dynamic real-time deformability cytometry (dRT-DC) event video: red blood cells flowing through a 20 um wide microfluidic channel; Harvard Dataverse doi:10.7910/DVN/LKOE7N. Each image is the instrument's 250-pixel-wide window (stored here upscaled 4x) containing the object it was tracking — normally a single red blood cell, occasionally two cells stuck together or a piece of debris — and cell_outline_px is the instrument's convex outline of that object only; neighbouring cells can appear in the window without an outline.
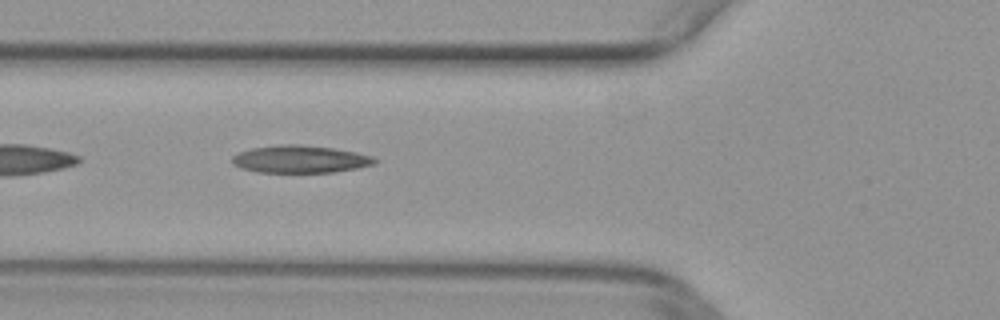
{"species": "common noctule bat (a hibernating species)", "species_latin": "Nyctalus noctula", "temperature_condition": "warm", "stored_images_in_passage": 36, "camera_frame_rate_fps": 3000, "um_per_image_px": 0.085, "animal": {"sex": "female", "body_mass_g": 29.2, "forearm_length_mm": 56.3}, "frame": {"image": 1, "passage_image": 18, "time_ms": 5.667, "image_size_px": [1000, 320], "cell_outline_px": [[380, 160], [376, 164], [356, 168], [332, 172], [256, 172], [232, 164], [232, 156], [240, 152], [252, 148], [280, 144], [300, 144], [332, 148], [356, 152], [372, 156]], "centroid_in_image_um": [25.54, 13.52], "position_along_channel_um": 100.3, "area_um2": 22.77}}
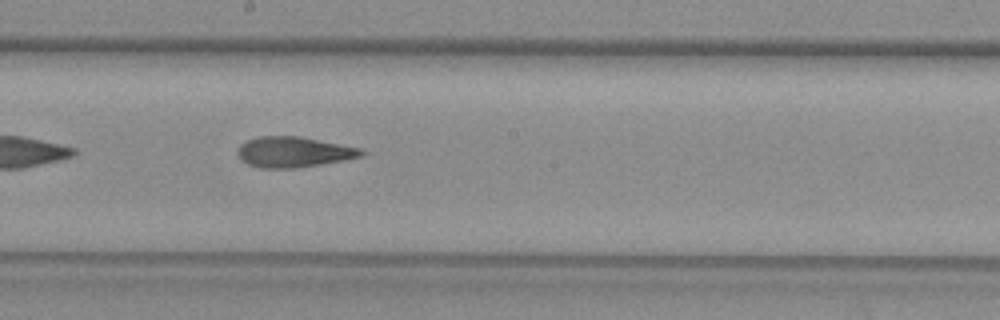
{"frame": {"image": 2, "passage_image": 27, "time_ms": 8.667, "image_size_px": [1000, 320], "cell_outline_px": [[368, 152], [364, 156], [344, 160], [296, 168], [260, 168], [248, 164], [240, 160], [236, 152], [240, 144], [248, 140], [260, 136], [300, 136], [360, 148]], "centroid_in_image_um": [24.96, 12.92], "position_along_channel_um": 223.2, "area_um2": 22.14}}
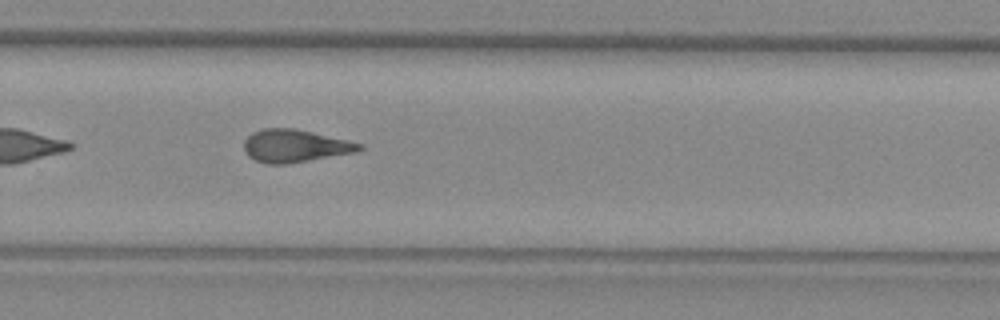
{"frame": {"image": 3, "passage_image": 33, "time_ms": 10.667, "image_size_px": [1000, 320], "cell_outline_px": [[364, 148], [356, 152], [288, 164], [268, 164], [256, 160], [248, 156], [244, 152], [244, 140], [252, 132], [264, 128], [292, 128], [312, 132], [348, 140], [364, 144]], "centroid_in_image_um": [25.07, 12.4], "position_along_channel_um": 304.7, "area_um2": 22.02}}